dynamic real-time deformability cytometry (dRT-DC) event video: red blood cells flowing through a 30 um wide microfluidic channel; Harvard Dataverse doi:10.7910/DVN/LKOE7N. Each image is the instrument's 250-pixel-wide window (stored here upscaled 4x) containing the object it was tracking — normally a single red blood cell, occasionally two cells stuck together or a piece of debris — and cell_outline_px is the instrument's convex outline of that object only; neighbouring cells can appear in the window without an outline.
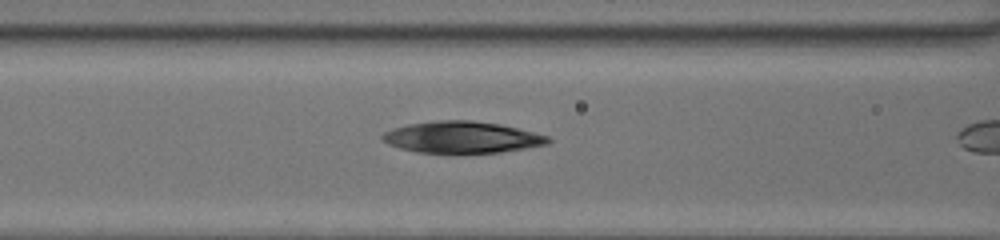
{"species": "common noctule bat (a hibernating species)", "species_latin": "Nyctalus noctula", "temperature_condition": "room temperature", "stored_images_in_passage": 8, "camera_frame_rate_fps": 3000, "um_per_image_px": 0.085, "animal": {"sex": "female", "body_mass_g": 20.0, "forearm_length_mm": 54.0}, "frame": {"image": 1, "passage_image": 7, "time_ms": 2.0, "image_size_px": [1000, 240], "cell_outline_px": [[552, 140], [548, 144], [500, 152], [416, 152], [400, 148], [388, 144], [380, 136], [384, 132], [392, 128], [408, 124], [440, 120], [472, 120], [500, 124], [548, 136]], "centroid_in_image_um": [39.24, 11.65], "position_along_channel_um": 127.4, "area_um2": 30.11}}